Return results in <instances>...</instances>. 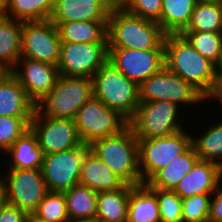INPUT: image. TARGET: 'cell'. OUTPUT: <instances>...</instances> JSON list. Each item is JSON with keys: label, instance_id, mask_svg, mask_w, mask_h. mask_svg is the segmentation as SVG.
<instances>
[{"label": "cell", "instance_id": "cell-28", "mask_svg": "<svg viewBox=\"0 0 222 222\" xmlns=\"http://www.w3.org/2000/svg\"><path fill=\"white\" fill-rule=\"evenodd\" d=\"M23 22L0 18V64L11 71L21 55V31Z\"/></svg>", "mask_w": 222, "mask_h": 222}, {"label": "cell", "instance_id": "cell-39", "mask_svg": "<svg viewBox=\"0 0 222 222\" xmlns=\"http://www.w3.org/2000/svg\"><path fill=\"white\" fill-rule=\"evenodd\" d=\"M209 222H222V187L220 185L211 197Z\"/></svg>", "mask_w": 222, "mask_h": 222}, {"label": "cell", "instance_id": "cell-37", "mask_svg": "<svg viewBox=\"0 0 222 222\" xmlns=\"http://www.w3.org/2000/svg\"><path fill=\"white\" fill-rule=\"evenodd\" d=\"M162 0H124L119 8L138 17L157 21L160 18Z\"/></svg>", "mask_w": 222, "mask_h": 222}, {"label": "cell", "instance_id": "cell-19", "mask_svg": "<svg viewBox=\"0 0 222 222\" xmlns=\"http://www.w3.org/2000/svg\"><path fill=\"white\" fill-rule=\"evenodd\" d=\"M5 158H4V157ZM44 154L38 145L36 135L31 129L19 137L11 147L0 157L3 158L4 169H41ZM8 160H7V159ZM6 160V161H4Z\"/></svg>", "mask_w": 222, "mask_h": 222}, {"label": "cell", "instance_id": "cell-10", "mask_svg": "<svg viewBox=\"0 0 222 222\" xmlns=\"http://www.w3.org/2000/svg\"><path fill=\"white\" fill-rule=\"evenodd\" d=\"M189 127L166 137L138 140L139 172L145 184L157 171L191 145Z\"/></svg>", "mask_w": 222, "mask_h": 222}, {"label": "cell", "instance_id": "cell-32", "mask_svg": "<svg viewBox=\"0 0 222 222\" xmlns=\"http://www.w3.org/2000/svg\"><path fill=\"white\" fill-rule=\"evenodd\" d=\"M206 59L219 65L222 59L221 32L183 31L181 33Z\"/></svg>", "mask_w": 222, "mask_h": 222}, {"label": "cell", "instance_id": "cell-22", "mask_svg": "<svg viewBox=\"0 0 222 222\" xmlns=\"http://www.w3.org/2000/svg\"><path fill=\"white\" fill-rule=\"evenodd\" d=\"M198 160L199 157L191 144L183 153L175 156L165 168L157 171L145 184L150 189L173 191Z\"/></svg>", "mask_w": 222, "mask_h": 222}, {"label": "cell", "instance_id": "cell-26", "mask_svg": "<svg viewBox=\"0 0 222 222\" xmlns=\"http://www.w3.org/2000/svg\"><path fill=\"white\" fill-rule=\"evenodd\" d=\"M198 0H162L160 18L156 21L163 32L181 34L190 22Z\"/></svg>", "mask_w": 222, "mask_h": 222}, {"label": "cell", "instance_id": "cell-14", "mask_svg": "<svg viewBox=\"0 0 222 222\" xmlns=\"http://www.w3.org/2000/svg\"><path fill=\"white\" fill-rule=\"evenodd\" d=\"M61 40L56 26L48 19L23 22L20 58L47 62L57 66Z\"/></svg>", "mask_w": 222, "mask_h": 222}, {"label": "cell", "instance_id": "cell-15", "mask_svg": "<svg viewBox=\"0 0 222 222\" xmlns=\"http://www.w3.org/2000/svg\"><path fill=\"white\" fill-rule=\"evenodd\" d=\"M108 61L138 85L165 67L164 50L108 48Z\"/></svg>", "mask_w": 222, "mask_h": 222}, {"label": "cell", "instance_id": "cell-13", "mask_svg": "<svg viewBox=\"0 0 222 222\" xmlns=\"http://www.w3.org/2000/svg\"><path fill=\"white\" fill-rule=\"evenodd\" d=\"M30 129L36 135L44 155L73 149L83 144L74 119L47 117L35 110Z\"/></svg>", "mask_w": 222, "mask_h": 222}, {"label": "cell", "instance_id": "cell-3", "mask_svg": "<svg viewBox=\"0 0 222 222\" xmlns=\"http://www.w3.org/2000/svg\"><path fill=\"white\" fill-rule=\"evenodd\" d=\"M89 147L126 184H142L138 139L129 126L117 135L95 140Z\"/></svg>", "mask_w": 222, "mask_h": 222}, {"label": "cell", "instance_id": "cell-30", "mask_svg": "<svg viewBox=\"0 0 222 222\" xmlns=\"http://www.w3.org/2000/svg\"><path fill=\"white\" fill-rule=\"evenodd\" d=\"M63 194L69 219H95L98 192L78 184Z\"/></svg>", "mask_w": 222, "mask_h": 222}, {"label": "cell", "instance_id": "cell-24", "mask_svg": "<svg viewBox=\"0 0 222 222\" xmlns=\"http://www.w3.org/2000/svg\"><path fill=\"white\" fill-rule=\"evenodd\" d=\"M132 187V185L125 184L118 190L98 192L95 219L98 222H126Z\"/></svg>", "mask_w": 222, "mask_h": 222}, {"label": "cell", "instance_id": "cell-36", "mask_svg": "<svg viewBox=\"0 0 222 222\" xmlns=\"http://www.w3.org/2000/svg\"><path fill=\"white\" fill-rule=\"evenodd\" d=\"M212 194H198L182 199L183 222H209Z\"/></svg>", "mask_w": 222, "mask_h": 222}, {"label": "cell", "instance_id": "cell-34", "mask_svg": "<svg viewBox=\"0 0 222 222\" xmlns=\"http://www.w3.org/2000/svg\"><path fill=\"white\" fill-rule=\"evenodd\" d=\"M32 117L0 116V154H4L11 145L30 129Z\"/></svg>", "mask_w": 222, "mask_h": 222}, {"label": "cell", "instance_id": "cell-17", "mask_svg": "<svg viewBox=\"0 0 222 222\" xmlns=\"http://www.w3.org/2000/svg\"><path fill=\"white\" fill-rule=\"evenodd\" d=\"M111 8L106 0H54L49 20L55 26L73 21H108Z\"/></svg>", "mask_w": 222, "mask_h": 222}, {"label": "cell", "instance_id": "cell-5", "mask_svg": "<svg viewBox=\"0 0 222 222\" xmlns=\"http://www.w3.org/2000/svg\"><path fill=\"white\" fill-rule=\"evenodd\" d=\"M94 97L128 121L139 106L138 84L107 61L92 76Z\"/></svg>", "mask_w": 222, "mask_h": 222}, {"label": "cell", "instance_id": "cell-45", "mask_svg": "<svg viewBox=\"0 0 222 222\" xmlns=\"http://www.w3.org/2000/svg\"><path fill=\"white\" fill-rule=\"evenodd\" d=\"M9 72L3 65L0 64V81Z\"/></svg>", "mask_w": 222, "mask_h": 222}, {"label": "cell", "instance_id": "cell-27", "mask_svg": "<svg viewBox=\"0 0 222 222\" xmlns=\"http://www.w3.org/2000/svg\"><path fill=\"white\" fill-rule=\"evenodd\" d=\"M56 28L61 42H107V21H73Z\"/></svg>", "mask_w": 222, "mask_h": 222}, {"label": "cell", "instance_id": "cell-41", "mask_svg": "<svg viewBox=\"0 0 222 222\" xmlns=\"http://www.w3.org/2000/svg\"><path fill=\"white\" fill-rule=\"evenodd\" d=\"M26 222H47V221L41 220L33 214H28Z\"/></svg>", "mask_w": 222, "mask_h": 222}, {"label": "cell", "instance_id": "cell-23", "mask_svg": "<svg viewBox=\"0 0 222 222\" xmlns=\"http://www.w3.org/2000/svg\"><path fill=\"white\" fill-rule=\"evenodd\" d=\"M214 118H216L214 121L212 119L208 125L206 124L208 127L205 128L203 127L205 123L202 124L203 131L198 132L197 129L192 128L191 144L200 160L210 161L222 166V115ZM192 131H195L196 134Z\"/></svg>", "mask_w": 222, "mask_h": 222}, {"label": "cell", "instance_id": "cell-6", "mask_svg": "<svg viewBox=\"0 0 222 222\" xmlns=\"http://www.w3.org/2000/svg\"><path fill=\"white\" fill-rule=\"evenodd\" d=\"M138 90L139 103L168 100L176 103L182 109L185 108L186 115L192 111V108L197 114H200L197 112L200 108L198 105L206 104L205 96L198 89L176 74L171 73L166 67L141 82L138 85ZM191 106L193 107L191 108Z\"/></svg>", "mask_w": 222, "mask_h": 222}, {"label": "cell", "instance_id": "cell-11", "mask_svg": "<svg viewBox=\"0 0 222 222\" xmlns=\"http://www.w3.org/2000/svg\"><path fill=\"white\" fill-rule=\"evenodd\" d=\"M89 151V145L83 143L73 149L44 155L41 171L49 192L63 193L79 184L80 170Z\"/></svg>", "mask_w": 222, "mask_h": 222}, {"label": "cell", "instance_id": "cell-1", "mask_svg": "<svg viewBox=\"0 0 222 222\" xmlns=\"http://www.w3.org/2000/svg\"><path fill=\"white\" fill-rule=\"evenodd\" d=\"M164 63L171 73L191 83L205 97L211 91L217 66L202 56L183 35H165Z\"/></svg>", "mask_w": 222, "mask_h": 222}, {"label": "cell", "instance_id": "cell-43", "mask_svg": "<svg viewBox=\"0 0 222 222\" xmlns=\"http://www.w3.org/2000/svg\"><path fill=\"white\" fill-rule=\"evenodd\" d=\"M66 222H98L96 219H68Z\"/></svg>", "mask_w": 222, "mask_h": 222}, {"label": "cell", "instance_id": "cell-35", "mask_svg": "<svg viewBox=\"0 0 222 222\" xmlns=\"http://www.w3.org/2000/svg\"><path fill=\"white\" fill-rule=\"evenodd\" d=\"M157 197L160 222H183L182 198L172 190L151 189Z\"/></svg>", "mask_w": 222, "mask_h": 222}, {"label": "cell", "instance_id": "cell-47", "mask_svg": "<svg viewBox=\"0 0 222 222\" xmlns=\"http://www.w3.org/2000/svg\"><path fill=\"white\" fill-rule=\"evenodd\" d=\"M219 185L222 187V166H220V182Z\"/></svg>", "mask_w": 222, "mask_h": 222}, {"label": "cell", "instance_id": "cell-12", "mask_svg": "<svg viewBox=\"0 0 222 222\" xmlns=\"http://www.w3.org/2000/svg\"><path fill=\"white\" fill-rule=\"evenodd\" d=\"M107 61V42H61L57 67L63 76L92 78Z\"/></svg>", "mask_w": 222, "mask_h": 222}, {"label": "cell", "instance_id": "cell-48", "mask_svg": "<svg viewBox=\"0 0 222 222\" xmlns=\"http://www.w3.org/2000/svg\"><path fill=\"white\" fill-rule=\"evenodd\" d=\"M217 70H222V59H221V62L219 63V65L217 66Z\"/></svg>", "mask_w": 222, "mask_h": 222}, {"label": "cell", "instance_id": "cell-33", "mask_svg": "<svg viewBox=\"0 0 222 222\" xmlns=\"http://www.w3.org/2000/svg\"><path fill=\"white\" fill-rule=\"evenodd\" d=\"M32 214L47 222H66L69 217L64 194L49 192Z\"/></svg>", "mask_w": 222, "mask_h": 222}, {"label": "cell", "instance_id": "cell-46", "mask_svg": "<svg viewBox=\"0 0 222 222\" xmlns=\"http://www.w3.org/2000/svg\"><path fill=\"white\" fill-rule=\"evenodd\" d=\"M3 201V196H2V184L0 181V203Z\"/></svg>", "mask_w": 222, "mask_h": 222}, {"label": "cell", "instance_id": "cell-31", "mask_svg": "<svg viewBox=\"0 0 222 222\" xmlns=\"http://www.w3.org/2000/svg\"><path fill=\"white\" fill-rule=\"evenodd\" d=\"M54 0H5V16L22 22L48 20Z\"/></svg>", "mask_w": 222, "mask_h": 222}, {"label": "cell", "instance_id": "cell-42", "mask_svg": "<svg viewBox=\"0 0 222 222\" xmlns=\"http://www.w3.org/2000/svg\"><path fill=\"white\" fill-rule=\"evenodd\" d=\"M112 7H119L124 0H106Z\"/></svg>", "mask_w": 222, "mask_h": 222}, {"label": "cell", "instance_id": "cell-7", "mask_svg": "<svg viewBox=\"0 0 222 222\" xmlns=\"http://www.w3.org/2000/svg\"><path fill=\"white\" fill-rule=\"evenodd\" d=\"M93 97L92 78L59 75L56 85L35 110L47 117L74 119L79 108Z\"/></svg>", "mask_w": 222, "mask_h": 222}, {"label": "cell", "instance_id": "cell-18", "mask_svg": "<svg viewBox=\"0 0 222 222\" xmlns=\"http://www.w3.org/2000/svg\"><path fill=\"white\" fill-rule=\"evenodd\" d=\"M220 182V166L216 163L198 160L192 170L183 176L174 192L180 198L198 194H213Z\"/></svg>", "mask_w": 222, "mask_h": 222}, {"label": "cell", "instance_id": "cell-8", "mask_svg": "<svg viewBox=\"0 0 222 222\" xmlns=\"http://www.w3.org/2000/svg\"><path fill=\"white\" fill-rule=\"evenodd\" d=\"M5 172L4 175L0 172L3 201L32 214L49 193L41 169H6Z\"/></svg>", "mask_w": 222, "mask_h": 222}, {"label": "cell", "instance_id": "cell-16", "mask_svg": "<svg viewBox=\"0 0 222 222\" xmlns=\"http://www.w3.org/2000/svg\"><path fill=\"white\" fill-rule=\"evenodd\" d=\"M10 72L35 105L52 90L60 75L57 66L28 58H20Z\"/></svg>", "mask_w": 222, "mask_h": 222}, {"label": "cell", "instance_id": "cell-20", "mask_svg": "<svg viewBox=\"0 0 222 222\" xmlns=\"http://www.w3.org/2000/svg\"><path fill=\"white\" fill-rule=\"evenodd\" d=\"M36 105L9 71L0 81V116L33 117Z\"/></svg>", "mask_w": 222, "mask_h": 222}, {"label": "cell", "instance_id": "cell-38", "mask_svg": "<svg viewBox=\"0 0 222 222\" xmlns=\"http://www.w3.org/2000/svg\"><path fill=\"white\" fill-rule=\"evenodd\" d=\"M28 213L4 201L0 203V222H26Z\"/></svg>", "mask_w": 222, "mask_h": 222}, {"label": "cell", "instance_id": "cell-9", "mask_svg": "<svg viewBox=\"0 0 222 222\" xmlns=\"http://www.w3.org/2000/svg\"><path fill=\"white\" fill-rule=\"evenodd\" d=\"M74 122L81 141L87 145L97 139L117 135L129 126V121L119 112L95 97L79 108Z\"/></svg>", "mask_w": 222, "mask_h": 222}, {"label": "cell", "instance_id": "cell-2", "mask_svg": "<svg viewBox=\"0 0 222 222\" xmlns=\"http://www.w3.org/2000/svg\"><path fill=\"white\" fill-rule=\"evenodd\" d=\"M165 33L153 20L112 7L107 21L108 48L164 50Z\"/></svg>", "mask_w": 222, "mask_h": 222}, {"label": "cell", "instance_id": "cell-40", "mask_svg": "<svg viewBox=\"0 0 222 222\" xmlns=\"http://www.w3.org/2000/svg\"><path fill=\"white\" fill-rule=\"evenodd\" d=\"M219 103H216L217 101ZM215 101V102H214ZM205 102H211L216 103L215 106H218V111L219 109H222V70H217L216 71V76H215V81L213 84V87L211 89V91L206 95L205 97ZM221 104V105H220ZM221 106V107H220ZM222 112V110L220 111V113Z\"/></svg>", "mask_w": 222, "mask_h": 222}, {"label": "cell", "instance_id": "cell-44", "mask_svg": "<svg viewBox=\"0 0 222 222\" xmlns=\"http://www.w3.org/2000/svg\"><path fill=\"white\" fill-rule=\"evenodd\" d=\"M5 16V0H0V18Z\"/></svg>", "mask_w": 222, "mask_h": 222}, {"label": "cell", "instance_id": "cell-4", "mask_svg": "<svg viewBox=\"0 0 222 222\" xmlns=\"http://www.w3.org/2000/svg\"><path fill=\"white\" fill-rule=\"evenodd\" d=\"M184 113L185 109L168 100L140 103L129 120V127L138 140L166 137L188 127L183 122L187 123L190 115Z\"/></svg>", "mask_w": 222, "mask_h": 222}, {"label": "cell", "instance_id": "cell-21", "mask_svg": "<svg viewBox=\"0 0 222 222\" xmlns=\"http://www.w3.org/2000/svg\"><path fill=\"white\" fill-rule=\"evenodd\" d=\"M79 184L102 192L118 190L126 183L90 150L80 170Z\"/></svg>", "mask_w": 222, "mask_h": 222}, {"label": "cell", "instance_id": "cell-25", "mask_svg": "<svg viewBox=\"0 0 222 222\" xmlns=\"http://www.w3.org/2000/svg\"><path fill=\"white\" fill-rule=\"evenodd\" d=\"M128 222H160L156 194L146 185H135L130 190Z\"/></svg>", "mask_w": 222, "mask_h": 222}, {"label": "cell", "instance_id": "cell-29", "mask_svg": "<svg viewBox=\"0 0 222 222\" xmlns=\"http://www.w3.org/2000/svg\"><path fill=\"white\" fill-rule=\"evenodd\" d=\"M222 0H198L184 31L221 32Z\"/></svg>", "mask_w": 222, "mask_h": 222}]
</instances>
